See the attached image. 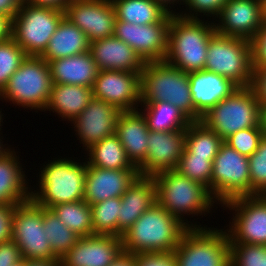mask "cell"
Instances as JSON below:
<instances>
[{"label":"cell","mask_w":266,"mask_h":266,"mask_svg":"<svg viewBox=\"0 0 266 266\" xmlns=\"http://www.w3.org/2000/svg\"><path fill=\"white\" fill-rule=\"evenodd\" d=\"M152 178L156 185L157 203L161 207L178 217L189 228L208 227L197 220H201L203 215L206 217L210 213L208 217H212V213L218 208V203L206 186L189 179L175 169L154 174ZM194 217H197V220ZM190 218H193L192 221Z\"/></svg>","instance_id":"cell-1"},{"label":"cell","mask_w":266,"mask_h":266,"mask_svg":"<svg viewBox=\"0 0 266 266\" xmlns=\"http://www.w3.org/2000/svg\"><path fill=\"white\" fill-rule=\"evenodd\" d=\"M57 157L40 164V170L36 174L38 181L36 180V185H31V199L47 209L56 204L84 200L88 166L83 155L82 160L73 158V154L72 157L68 155V158Z\"/></svg>","instance_id":"cell-2"},{"label":"cell","mask_w":266,"mask_h":266,"mask_svg":"<svg viewBox=\"0 0 266 266\" xmlns=\"http://www.w3.org/2000/svg\"><path fill=\"white\" fill-rule=\"evenodd\" d=\"M188 229L178 217L155 203L123 233V251L134 255L174 251Z\"/></svg>","instance_id":"cell-3"},{"label":"cell","mask_w":266,"mask_h":266,"mask_svg":"<svg viewBox=\"0 0 266 266\" xmlns=\"http://www.w3.org/2000/svg\"><path fill=\"white\" fill-rule=\"evenodd\" d=\"M215 33L212 20L187 19L171 13L165 61L188 73L204 70L209 40Z\"/></svg>","instance_id":"cell-4"},{"label":"cell","mask_w":266,"mask_h":266,"mask_svg":"<svg viewBox=\"0 0 266 266\" xmlns=\"http://www.w3.org/2000/svg\"><path fill=\"white\" fill-rule=\"evenodd\" d=\"M141 103L167 102L195 121L189 73L163 61L146 62L140 73Z\"/></svg>","instance_id":"cell-5"},{"label":"cell","mask_w":266,"mask_h":266,"mask_svg":"<svg viewBox=\"0 0 266 266\" xmlns=\"http://www.w3.org/2000/svg\"><path fill=\"white\" fill-rule=\"evenodd\" d=\"M53 81L50 67L46 60L37 56H27L17 71L10 77L0 93L2 102L13 104L15 108L44 112Z\"/></svg>","instance_id":"cell-6"},{"label":"cell","mask_w":266,"mask_h":266,"mask_svg":"<svg viewBox=\"0 0 266 266\" xmlns=\"http://www.w3.org/2000/svg\"><path fill=\"white\" fill-rule=\"evenodd\" d=\"M204 69L230 79L238 87H249L253 69L251 42L215 33L209 40Z\"/></svg>","instance_id":"cell-7"},{"label":"cell","mask_w":266,"mask_h":266,"mask_svg":"<svg viewBox=\"0 0 266 266\" xmlns=\"http://www.w3.org/2000/svg\"><path fill=\"white\" fill-rule=\"evenodd\" d=\"M174 253L176 266H230L228 234L214 225L189 228Z\"/></svg>","instance_id":"cell-8"},{"label":"cell","mask_w":266,"mask_h":266,"mask_svg":"<svg viewBox=\"0 0 266 266\" xmlns=\"http://www.w3.org/2000/svg\"><path fill=\"white\" fill-rule=\"evenodd\" d=\"M64 17L59 9L21 4L12 19V38L27 56L40 57Z\"/></svg>","instance_id":"cell-9"},{"label":"cell","mask_w":266,"mask_h":266,"mask_svg":"<svg viewBox=\"0 0 266 266\" xmlns=\"http://www.w3.org/2000/svg\"><path fill=\"white\" fill-rule=\"evenodd\" d=\"M260 104L249 87H238L229 97L212 107L201 121L223 140L251 127H260Z\"/></svg>","instance_id":"cell-10"},{"label":"cell","mask_w":266,"mask_h":266,"mask_svg":"<svg viewBox=\"0 0 266 266\" xmlns=\"http://www.w3.org/2000/svg\"><path fill=\"white\" fill-rule=\"evenodd\" d=\"M220 208L231 214L229 225L224 226L229 243L266 246V195L233 198Z\"/></svg>","instance_id":"cell-11"},{"label":"cell","mask_w":266,"mask_h":266,"mask_svg":"<svg viewBox=\"0 0 266 266\" xmlns=\"http://www.w3.org/2000/svg\"><path fill=\"white\" fill-rule=\"evenodd\" d=\"M211 195L218 206L251 195L249 158L223 143L213 160Z\"/></svg>","instance_id":"cell-12"},{"label":"cell","mask_w":266,"mask_h":266,"mask_svg":"<svg viewBox=\"0 0 266 266\" xmlns=\"http://www.w3.org/2000/svg\"><path fill=\"white\" fill-rule=\"evenodd\" d=\"M11 240L20 248L23 259H58L44 233L43 207L32 199L14 206Z\"/></svg>","instance_id":"cell-13"},{"label":"cell","mask_w":266,"mask_h":266,"mask_svg":"<svg viewBox=\"0 0 266 266\" xmlns=\"http://www.w3.org/2000/svg\"><path fill=\"white\" fill-rule=\"evenodd\" d=\"M169 24L136 25L116 19L114 36L133 48L144 63L163 61L168 53Z\"/></svg>","instance_id":"cell-14"},{"label":"cell","mask_w":266,"mask_h":266,"mask_svg":"<svg viewBox=\"0 0 266 266\" xmlns=\"http://www.w3.org/2000/svg\"><path fill=\"white\" fill-rule=\"evenodd\" d=\"M140 73L99 71L92 87L93 97L114 105L120 111L138 109L141 105Z\"/></svg>","instance_id":"cell-15"},{"label":"cell","mask_w":266,"mask_h":266,"mask_svg":"<svg viewBox=\"0 0 266 266\" xmlns=\"http://www.w3.org/2000/svg\"><path fill=\"white\" fill-rule=\"evenodd\" d=\"M64 14L87 35L90 43L114 35L116 15L110 0H72Z\"/></svg>","instance_id":"cell-16"},{"label":"cell","mask_w":266,"mask_h":266,"mask_svg":"<svg viewBox=\"0 0 266 266\" xmlns=\"http://www.w3.org/2000/svg\"><path fill=\"white\" fill-rule=\"evenodd\" d=\"M121 111L103 100L92 98L86 108L69 123L83 151L116 133Z\"/></svg>","instance_id":"cell-17"},{"label":"cell","mask_w":266,"mask_h":266,"mask_svg":"<svg viewBox=\"0 0 266 266\" xmlns=\"http://www.w3.org/2000/svg\"><path fill=\"white\" fill-rule=\"evenodd\" d=\"M263 21V0H229L214 24L217 34L250 41Z\"/></svg>","instance_id":"cell-18"},{"label":"cell","mask_w":266,"mask_h":266,"mask_svg":"<svg viewBox=\"0 0 266 266\" xmlns=\"http://www.w3.org/2000/svg\"><path fill=\"white\" fill-rule=\"evenodd\" d=\"M186 129L158 132L149 130L147 157L138 168L139 176L175 169L185 149Z\"/></svg>","instance_id":"cell-19"},{"label":"cell","mask_w":266,"mask_h":266,"mask_svg":"<svg viewBox=\"0 0 266 266\" xmlns=\"http://www.w3.org/2000/svg\"><path fill=\"white\" fill-rule=\"evenodd\" d=\"M122 252L119 237L95 234L80 237L59 259V266H109Z\"/></svg>","instance_id":"cell-20"},{"label":"cell","mask_w":266,"mask_h":266,"mask_svg":"<svg viewBox=\"0 0 266 266\" xmlns=\"http://www.w3.org/2000/svg\"><path fill=\"white\" fill-rule=\"evenodd\" d=\"M138 176V170H109L88 166L85 176L84 201L92 205L121 197Z\"/></svg>","instance_id":"cell-21"},{"label":"cell","mask_w":266,"mask_h":266,"mask_svg":"<svg viewBox=\"0 0 266 266\" xmlns=\"http://www.w3.org/2000/svg\"><path fill=\"white\" fill-rule=\"evenodd\" d=\"M189 85L195 121H201L205 113L238 89L230 79L205 69L189 73Z\"/></svg>","instance_id":"cell-22"},{"label":"cell","mask_w":266,"mask_h":266,"mask_svg":"<svg viewBox=\"0 0 266 266\" xmlns=\"http://www.w3.org/2000/svg\"><path fill=\"white\" fill-rule=\"evenodd\" d=\"M15 150L12 147L0 157V205L15 206L31 199L32 179L26 176V166Z\"/></svg>","instance_id":"cell-23"},{"label":"cell","mask_w":266,"mask_h":266,"mask_svg":"<svg viewBox=\"0 0 266 266\" xmlns=\"http://www.w3.org/2000/svg\"><path fill=\"white\" fill-rule=\"evenodd\" d=\"M89 51L99 71L142 72L145 64L133 48L114 35L91 42Z\"/></svg>","instance_id":"cell-24"},{"label":"cell","mask_w":266,"mask_h":266,"mask_svg":"<svg viewBox=\"0 0 266 266\" xmlns=\"http://www.w3.org/2000/svg\"><path fill=\"white\" fill-rule=\"evenodd\" d=\"M155 203L156 185L150 176H138L121 196L118 214V237L121 238L136 220Z\"/></svg>","instance_id":"cell-25"},{"label":"cell","mask_w":266,"mask_h":266,"mask_svg":"<svg viewBox=\"0 0 266 266\" xmlns=\"http://www.w3.org/2000/svg\"><path fill=\"white\" fill-rule=\"evenodd\" d=\"M128 159L138 169L146 160L149 129L139 109L121 111L117 119L116 133Z\"/></svg>","instance_id":"cell-26"},{"label":"cell","mask_w":266,"mask_h":266,"mask_svg":"<svg viewBox=\"0 0 266 266\" xmlns=\"http://www.w3.org/2000/svg\"><path fill=\"white\" fill-rule=\"evenodd\" d=\"M53 83L92 88L99 72L90 51L48 61Z\"/></svg>","instance_id":"cell-27"},{"label":"cell","mask_w":266,"mask_h":266,"mask_svg":"<svg viewBox=\"0 0 266 266\" xmlns=\"http://www.w3.org/2000/svg\"><path fill=\"white\" fill-rule=\"evenodd\" d=\"M93 98L92 88L81 85L53 83L50 99L44 110L45 113H55L61 119L71 123L88 105ZM49 111V112H46Z\"/></svg>","instance_id":"cell-28"},{"label":"cell","mask_w":266,"mask_h":266,"mask_svg":"<svg viewBox=\"0 0 266 266\" xmlns=\"http://www.w3.org/2000/svg\"><path fill=\"white\" fill-rule=\"evenodd\" d=\"M89 47L87 35L64 17L40 57L48 62L85 53Z\"/></svg>","instance_id":"cell-29"},{"label":"cell","mask_w":266,"mask_h":266,"mask_svg":"<svg viewBox=\"0 0 266 266\" xmlns=\"http://www.w3.org/2000/svg\"><path fill=\"white\" fill-rule=\"evenodd\" d=\"M110 1L117 20L136 25L171 22V13L155 0Z\"/></svg>","instance_id":"cell-30"},{"label":"cell","mask_w":266,"mask_h":266,"mask_svg":"<svg viewBox=\"0 0 266 266\" xmlns=\"http://www.w3.org/2000/svg\"><path fill=\"white\" fill-rule=\"evenodd\" d=\"M83 152L87 166L109 170H138L128 159L118 136L113 134ZM87 154V155H86Z\"/></svg>","instance_id":"cell-31"},{"label":"cell","mask_w":266,"mask_h":266,"mask_svg":"<svg viewBox=\"0 0 266 266\" xmlns=\"http://www.w3.org/2000/svg\"><path fill=\"white\" fill-rule=\"evenodd\" d=\"M138 109L152 131L182 130L192 122L178 107L167 102L141 103Z\"/></svg>","instance_id":"cell-32"},{"label":"cell","mask_w":266,"mask_h":266,"mask_svg":"<svg viewBox=\"0 0 266 266\" xmlns=\"http://www.w3.org/2000/svg\"><path fill=\"white\" fill-rule=\"evenodd\" d=\"M223 143L224 140L202 121H192L186 128L182 156L208 157L213 161Z\"/></svg>","instance_id":"cell-33"},{"label":"cell","mask_w":266,"mask_h":266,"mask_svg":"<svg viewBox=\"0 0 266 266\" xmlns=\"http://www.w3.org/2000/svg\"><path fill=\"white\" fill-rule=\"evenodd\" d=\"M50 209L65 226L80 237L93 235L91 207L84 200L56 204Z\"/></svg>","instance_id":"cell-34"},{"label":"cell","mask_w":266,"mask_h":266,"mask_svg":"<svg viewBox=\"0 0 266 266\" xmlns=\"http://www.w3.org/2000/svg\"><path fill=\"white\" fill-rule=\"evenodd\" d=\"M43 227L54 255L62 258L80 238L64 225L51 209L43 207Z\"/></svg>","instance_id":"cell-35"},{"label":"cell","mask_w":266,"mask_h":266,"mask_svg":"<svg viewBox=\"0 0 266 266\" xmlns=\"http://www.w3.org/2000/svg\"><path fill=\"white\" fill-rule=\"evenodd\" d=\"M121 197H115L90 205L93 235L118 237V214Z\"/></svg>","instance_id":"cell-36"},{"label":"cell","mask_w":266,"mask_h":266,"mask_svg":"<svg viewBox=\"0 0 266 266\" xmlns=\"http://www.w3.org/2000/svg\"><path fill=\"white\" fill-rule=\"evenodd\" d=\"M26 57L13 38L0 43V93Z\"/></svg>","instance_id":"cell-37"},{"label":"cell","mask_w":266,"mask_h":266,"mask_svg":"<svg viewBox=\"0 0 266 266\" xmlns=\"http://www.w3.org/2000/svg\"><path fill=\"white\" fill-rule=\"evenodd\" d=\"M213 161L208 157L182 156L175 168L177 172L206 186L211 194Z\"/></svg>","instance_id":"cell-38"},{"label":"cell","mask_w":266,"mask_h":266,"mask_svg":"<svg viewBox=\"0 0 266 266\" xmlns=\"http://www.w3.org/2000/svg\"><path fill=\"white\" fill-rule=\"evenodd\" d=\"M229 0H184L182 8L176 11L178 16L187 19L207 20L214 22ZM185 7V9H184Z\"/></svg>","instance_id":"cell-39"},{"label":"cell","mask_w":266,"mask_h":266,"mask_svg":"<svg viewBox=\"0 0 266 266\" xmlns=\"http://www.w3.org/2000/svg\"><path fill=\"white\" fill-rule=\"evenodd\" d=\"M230 244V266H266V246Z\"/></svg>","instance_id":"cell-40"},{"label":"cell","mask_w":266,"mask_h":266,"mask_svg":"<svg viewBox=\"0 0 266 266\" xmlns=\"http://www.w3.org/2000/svg\"><path fill=\"white\" fill-rule=\"evenodd\" d=\"M249 158L251 195H266V137L260 141L259 147Z\"/></svg>","instance_id":"cell-41"},{"label":"cell","mask_w":266,"mask_h":266,"mask_svg":"<svg viewBox=\"0 0 266 266\" xmlns=\"http://www.w3.org/2000/svg\"><path fill=\"white\" fill-rule=\"evenodd\" d=\"M263 138L260 127L246 128L237 131L224 139V143L245 156H251L259 147Z\"/></svg>","instance_id":"cell-42"},{"label":"cell","mask_w":266,"mask_h":266,"mask_svg":"<svg viewBox=\"0 0 266 266\" xmlns=\"http://www.w3.org/2000/svg\"><path fill=\"white\" fill-rule=\"evenodd\" d=\"M136 266H176L174 251L139 253L135 255Z\"/></svg>","instance_id":"cell-43"},{"label":"cell","mask_w":266,"mask_h":266,"mask_svg":"<svg viewBox=\"0 0 266 266\" xmlns=\"http://www.w3.org/2000/svg\"><path fill=\"white\" fill-rule=\"evenodd\" d=\"M252 47V66H266V19L257 34L250 40Z\"/></svg>","instance_id":"cell-44"},{"label":"cell","mask_w":266,"mask_h":266,"mask_svg":"<svg viewBox=\"0 0 266 266\" xmlns=\"http://www.w3.org/2000/svg\"><path fill=\"white\" fill-rule=\"evenodd\" d=\"M249 88L260 106L266 104V66L253 67Z\"/></svg>","instance_id":"cell-45"},{"label":"cell","mask_w":266,"mask_h":266,"mask_svg":"<svg viewBox=\"0 0 266 266\" xmlns=\"http://www.w3.org/2000/svg\"><path fill=\"white\" fill-rule=\"evenodd\" d=\"M22 258L20 248L13 240L0 243V266H10Z\"/></svg>","instance_id":"cell-46"},{"label":"cell","mask_w":266,"mask_h":266,"mask_svg":"<svg viewBox=\"0 0 266 266\" xmlns=\"http://www.w3.org/2000/svg\"><path fill=\"white\" fill-rule=\"evenodd\" d=\"M13 208L11 205H0V243L11 239Z\"/></svg>","instance_id":"cell-47"},{"label":"cell","mask_w":266,"mask_h":266,"mask_svg":"<svg viewBox=\"0 0 266 266\" xmlns=\"http://www.w3.org/2000/svg\"><path fill=\"white\" fill-rule=\"evenodd\" d=\"M18 0H0V14H4L13 19L20 9Z\"/></svg>","instance_id":"cell-48"},{"label":"cell","mask_w":266,"mask_h":266,"mask_svg":"<svg viewBox=\"0 0 266 266\" xmlns=\"http://www.w3.org/2000/svg\"><path fill=\"white\" fill-rule=\"evenodd\" d=\"M12 38V19L0 14V43Z\"/></svg>","instance_id":"cell-49"},{"label":"cell","mask_w":266,"mask_h":266,"mask_svg":"<svg viewBox=\"0 0 266 266\" xmlns=\"http://www.w3.org/2000/svg\"><path fill=\"white\" fill-rule=\"evenodd\" d=\"M72 0H30L28 3L33 6L51 7L64 11L67 4Z\"/></svg>","instance_id":"cell-50"},{"label":"cell","mask_w":266,"mask_h":266,"mask_svg":"<svg viewBox=\"0 0 266 266\" xmlns=\"http://www.w3.org/2000/svg\"><path fill=\"white\" fill-rule=\"evenodd\" d=\"M109 266H136L135 255L123 251Z\"/></svg>","instance_id":"cell-51"},{"label":"cell","mask_w":266,"mask_h":266,"mask_svg":"<svg viewBox=\"0 0 266 266\" xmlns=\"http://www.w3.org/2000/svg\"><path fill=\"white\" fill-rule=\"evenodd\" d=\"M25 266H59V259H25Z\"/></svg>","instance_id":"cell-52"},{"label":"cell","mask_w":266,"mask_h":266,"mask_svg":"<svg viewBox=\"0 0 266 266\" xmlns=\"http://www.w3.org/2000/svg\"><path fill=\"white\" fill-rule=\"evenodd\" d=\"M155 1L160 3L167 11L173 14L176 13V10H180L181 5H183L184 3V0H155ZM175 7H177V9H174Z\"/></svg>","instance_id":"cell-53"},{"label":"cell","mask_w":266,"mask_h":266,"mask_svg":"<svg viewBox=\"0 0 266 266\" xmlns=\"http://www.w3.org/2000/svg\"><path fill=\"white\" fill-rule=\"evenodd\" d=\"M259 125L263 136L266 137V104L260 106Z\"/></svg>","instance_id":"cell-54"},{"label":"cell","mask_w":266,"mask_h":266,"mask_svg":"<svg viewBox=\"0 0 266 266\" xmlns=\"http://www.w3.org/2000/svg\"><path fill=\"white\" fill-rule=\"evenodd\" d=\"M1 135H3V133H0V157L6 154L12 148L11 146H13V145L8 144L7 142L4 143L5 141L4 135L3 136Z\"/></svg>","instance_id":"cell-55"},{"label":"cell","mask_w":266,"mask_h":266,"mask_svg":"<svg viewBox=\"0 0 266 266\" xmlns=\"http://www.w3.org/2000/svg\"><path fill=\"white\" fill-rule=\"evenodd\" d=\"M0 101H2V99H0ZM3 114H4V113H2V108H0V133L3 132L2 129H3L4 127H2V126H3L4 123H5V122H3V120L6 119L5 116H4Z\"/></svg>","instance_id":"cell-56"},{"label":"cell","mask_w":266,"mask_h":266,"mask_svg":"<svg viewBox=\"0 0 266 266\" xmlns=\"http://www.w3.org/2000/svg\"><path fill=\"white\" fill-rule=\"evenodd\" d=\"M10 266H25V259H21L17 263H13Z\"/></svg>","instance_id":"cell-57"},{"label":"cell","mask_w":266,"mask_h":266,"mask_svg":"<svg viewBox=\"0 0 266 266\" xmlns=\"http://www.w3.org/2000/svg\"><path fill=\"white\" fill-rule=\"evenodd\" d=\"M264 19H266V0H263Z\"/></svg>","instance_id":"cell-58"},{"label":"cell","mask_w":266,"mask_h":266,"mask_svg":"<svg viewBox=\"0 0 266 266\" xmlns=\"http://www.w3.org/2000/svg\"><path fill=\"white\" fill-rule=\"evenodd\" d=\"M30 0H18L20 4L28 3Z\"/></svg>","instance_id":"cell-59"}]
</instances>
